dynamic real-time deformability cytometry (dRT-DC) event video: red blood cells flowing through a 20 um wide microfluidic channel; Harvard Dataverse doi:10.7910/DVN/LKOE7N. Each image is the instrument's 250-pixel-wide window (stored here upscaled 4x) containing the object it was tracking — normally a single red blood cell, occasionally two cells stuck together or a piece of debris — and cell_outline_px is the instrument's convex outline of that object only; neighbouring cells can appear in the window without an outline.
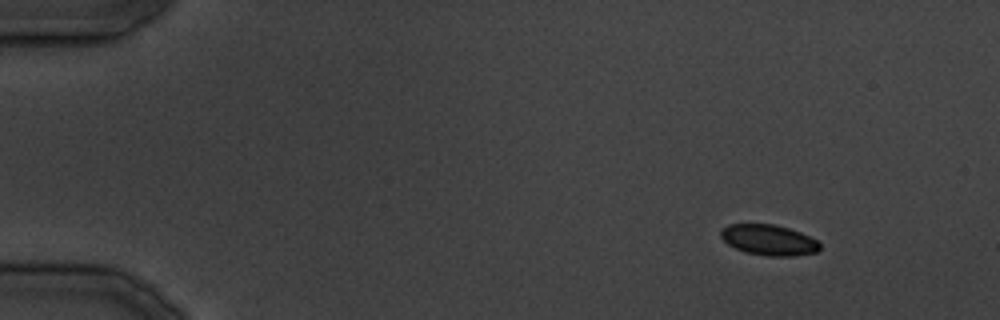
{"species": "common noctule bat (a hibernating species)", "species_latin": "Nyctalus noctula", "temperature_condition": "cold", "stored_images_in_passage": 20, "camera_frame_rate_fps": 3000, "um_per_image_px": 0.085, "animal": {"sex": "male", "body_mass_g": 19.5, "forearm_length_mm": 54.6}, "frame": {"image": 1, "passage_image": 1, "time_ms": 0.0, "image_size_px": [1000, 320], "cell_outline_px": [[820, 248], [816, 252], [796, 256], [768, 256], [744, 252], [728, 244], [720, 236], [720, 228], [728, 224], [772, 224], [788, 228], [800, 232], [816, 240], [820, 244]], "centroid_in_image_um": [65.32, 20.4], "position_along_channel_um": 19.7, "area_um2": 17.69}}
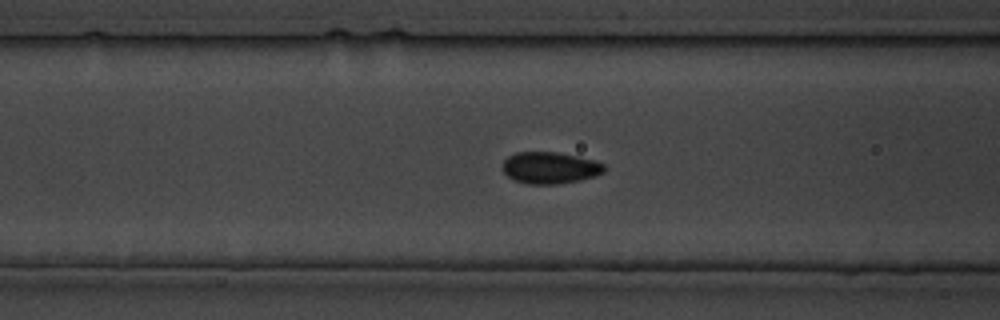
{"frame": {"image": 2, "passage_image": 12, "time_ms": 13.333, "image_size_px": [1000, 320], "cell_outline_px": [[604, 172], [596, 176], [580, 180], [556, 184], [528, 184], [516, 180], [508, 176], [500, 168], [504, 160], [508, 156], [516, 152], [556, 152], [596, 160], [604, 164]], "centroid_in_image_um": [46.74, 14.26], "position_along_channel_um": 119.9, "area_um2": 18.84}}
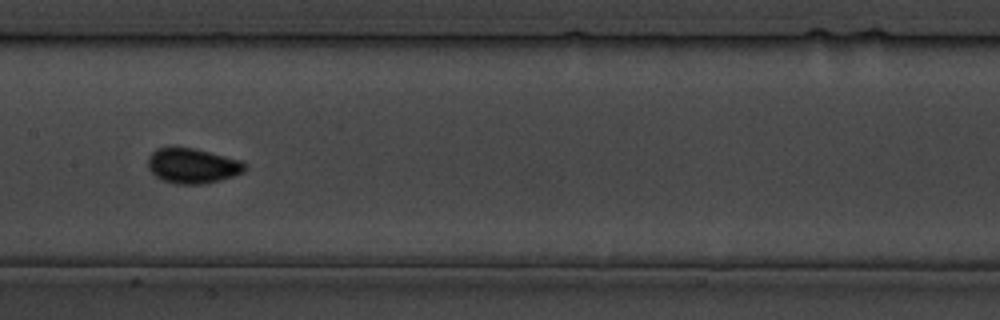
{"frame": {"image": 3, "passage_image": 16, "time_ms": 18.0, "image_size_px": [1000, 320], "cell_outline_px": [[248, 168], [244, 172], [220, 180], [204, 184], [176, 184], [164, 180], [156, 176], [148, 168], [148, 156], [156, 148], [196, 148], [240, 160], [248, 164]], "centroid_in_image_um": [16.4, 14.09], "position_along_channel_um": 191.0, "area_um2": 19.83}}